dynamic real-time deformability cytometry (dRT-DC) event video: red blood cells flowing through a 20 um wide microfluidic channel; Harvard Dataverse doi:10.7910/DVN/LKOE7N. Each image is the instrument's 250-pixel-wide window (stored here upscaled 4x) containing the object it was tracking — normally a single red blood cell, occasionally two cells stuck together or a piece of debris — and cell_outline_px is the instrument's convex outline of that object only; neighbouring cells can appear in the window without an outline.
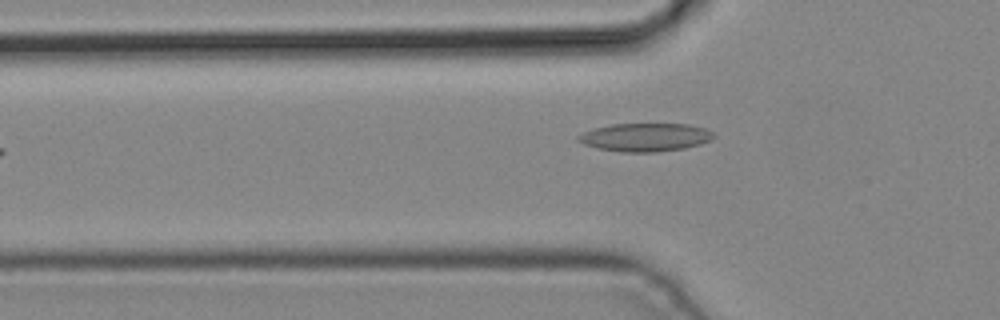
{"species": "common noctule bat (a hibernating species)", "species_latin": "Nyctalus noctula", "temperature_condition": "cold", "stored_images_in_passage": 5, "camera_frame_rate_fps": 3000, "um_per_image_px": 0.085, "animal": {"sex": "male", "body_mass_g": 19.2, "forearm_length_mm": 51.8}, "frame": {"image": 1, "passage_image": 5, "time_ms": 1.333, "image_size_px": [1000, 320], "cell_outline_px": [[716, 136], [712, 140], [700, 144], [684, 148], [656, 152], [620, 152], [596, 148], [584, 144], [576, 140], [576, 136], [584, 132], [596, 128], [612, 124], [688, 124], [704, 128], [712, 132]], "centroid_in_image_um": [54.84, 11.67], "position_along_channel_um": 71.0, "area_um2": 22.31}}